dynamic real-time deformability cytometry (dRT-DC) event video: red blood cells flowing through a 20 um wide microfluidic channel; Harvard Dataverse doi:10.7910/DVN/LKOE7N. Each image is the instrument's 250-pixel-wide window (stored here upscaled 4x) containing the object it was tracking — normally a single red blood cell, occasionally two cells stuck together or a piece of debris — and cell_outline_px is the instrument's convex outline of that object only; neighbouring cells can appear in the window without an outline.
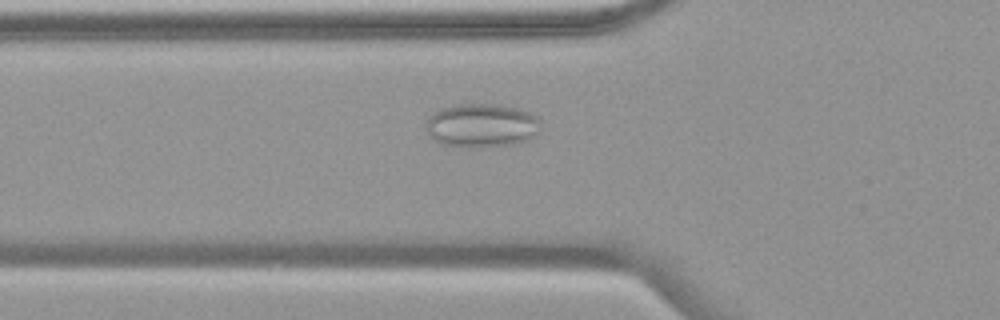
{"species": "common noctule bat (a hibernating species)", "species_latin": "Nyctalus noctula", "temperature_condition": "warm", "stored_images_in_passage": 55, "camera_frame_rate_fps": 3000, "um_per_image_px": 0.085, "animal": {"sex": "female", "body_mass_g": 19.9}, "frame": {"image": 1, "passage_image": 20, "time_ms": 6.333, "image_size_px": [1000, 320], "cell_outline_px": [[540, 124], [536, 132], [532, 136], [524, 140], [508, 144], [480, 148], [468, 148], [440, 144], [428, 136], [424, 128], [424, 124], [428, 116], [444, 108], [460, 104], [496, 104], [516, 108], [528, 112], [536, 116], [540, 120]], "centroid_in_image_um": [40.85, 10.68], "position_along_channel_um": 85.0, "area_um2": 29.25}}
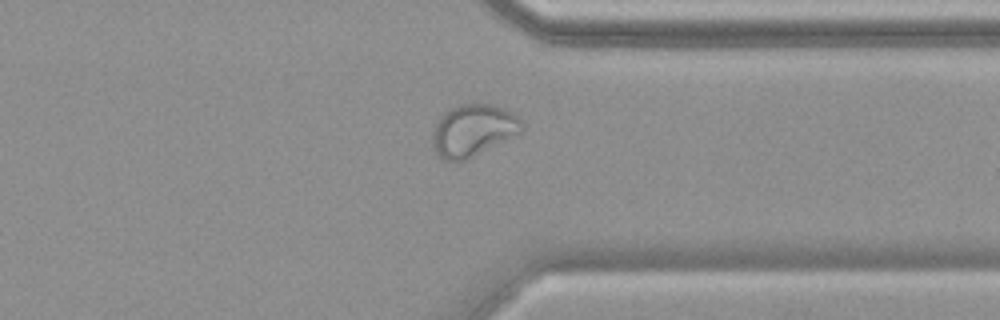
{"frame": {"image": 2, "passage_image": 43, "time_ms": 14.0, "image_size_px": [1000, 320], "cell_outline_px": [[524, 128], [520, 132], [464, 160], [444, 160], [436, 156], [432, 144], [432, 132], [440, 116], [444, 112], [460, 104], [492, 104], [504, 108], [512, 112], [520, 120]], "centroid_in_image_um": [40.16, 11.06], "position_along_channel_um": 371.2, "area_um2": 26.59}}
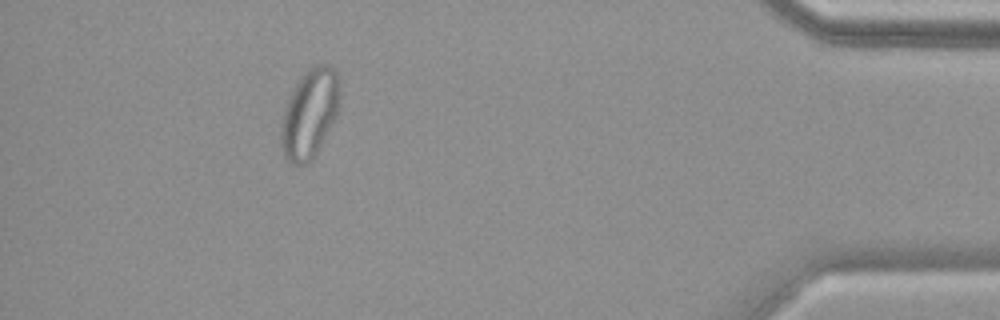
{"frame": {"image": 3, "passage_image": 50, "time_ms": 16.333, "image_size_px": [1000, 320], "cell_outline_px": [[336, 116], [312, 160], [304, 164], [292, 164], [284, 156], [280, 144], [280, 128], [284, 108], [288, 96], [296, 84], [308, 68], [316, 64], [328, 64], [336, 72]], "centroid_in_image_um": [26.23, 9.69], "position_along_channel_um": 409.0, "area_um2": 29.65}, "authors_computed_cell_mechanics": {"area_um2": 29.3624, "velocity_mm_per_s": 3.7462, "shape_relaxation_time_tau1_ms": null, "shape_relaxation_time_tau2_ms": 1.2009, "deformation_change_tau1": null, "deformation_change_tau2": 0.0556}}